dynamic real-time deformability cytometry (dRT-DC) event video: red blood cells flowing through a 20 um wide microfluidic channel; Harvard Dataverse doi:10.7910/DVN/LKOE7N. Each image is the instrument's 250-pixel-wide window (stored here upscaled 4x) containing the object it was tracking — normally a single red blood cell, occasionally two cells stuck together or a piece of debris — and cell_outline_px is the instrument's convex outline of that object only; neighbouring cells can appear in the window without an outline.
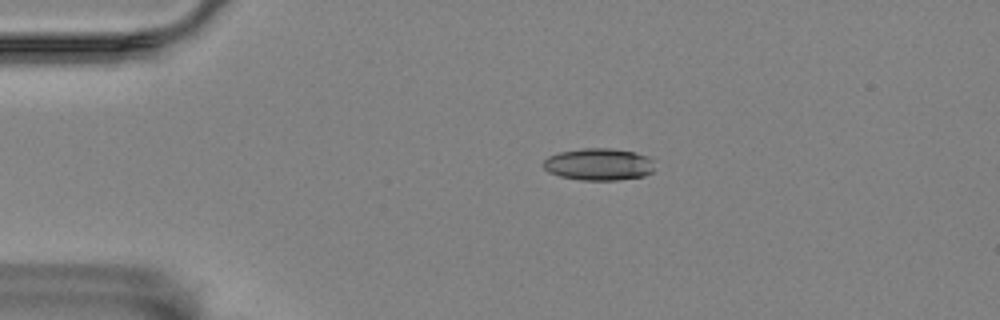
{"species": "Egyptian fruit bat (a non-hibernating species)", "species_latin": "Rousettus aegyptiacus", "temperature_condition": "room temperature", "stored_images_in_passage": 6, "camera_frame_rate_fps": 3000, "um_per_image_px": 0.085, "animal": {"sex": "female"}, "frame": {"image": 1, "passage_image": 6, "time_ms": 5.667, "image_size_px": [1000, 320], "cell_outline_px": [[656, 160], [652, 172], [644, 176], [616, 180], [580, 180], [560, 176], [548, 172], [540, 164], [548, 156], [560, 152], [584, 148], [612, 148], [636, 152], [648, 156]], "centroid_in_image_um": [50.92, 13.96], "position_along_channel_um": 34.1, "area_um2": 21.15}}